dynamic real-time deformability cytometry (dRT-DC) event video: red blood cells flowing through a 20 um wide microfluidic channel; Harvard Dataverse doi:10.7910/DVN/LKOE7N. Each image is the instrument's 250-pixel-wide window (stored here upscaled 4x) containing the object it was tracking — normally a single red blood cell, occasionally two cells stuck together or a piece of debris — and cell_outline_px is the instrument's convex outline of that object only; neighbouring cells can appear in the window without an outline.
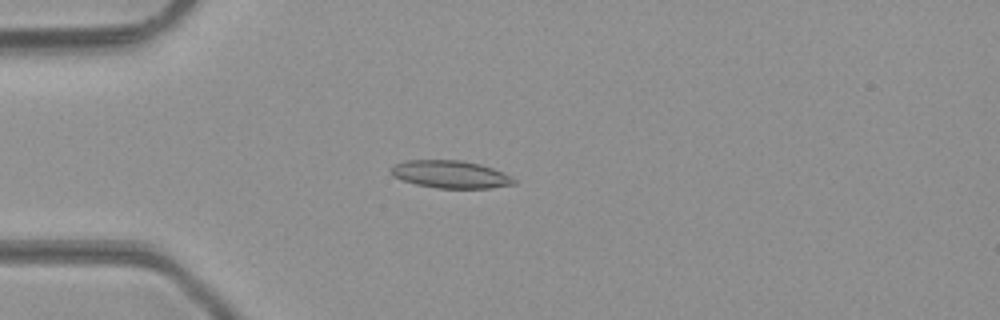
{"species": "common noctule bat (a hibernating species)", "species_latin": "Nyctalus noctula", "temperature_condition": "room temperature", "stored_images_in_passage": 37, "camera_frame_rate_fps": 3000, "um_per_image_px": 0.085, "animal": {"sex": "male", "body_mass_g": 23.1, "forearm_length_mm": 52.7}, "frame": {"image": 1, "passage_image": 2, "time_ms": 0.333, "image_size_px": [1000, 320], "cell_outline_px": [[516, 184], [488, 188], [436, 188], [416, 184], [392, 176], [388, 168], [392, 164], [408, 160], [460, 160], [480, 164], [492, 168], [516, 180]], "centroid_in_image_um": [38.22, 14.81], "position_along_channel_um": 46.8, "area_um2": 19.71}}
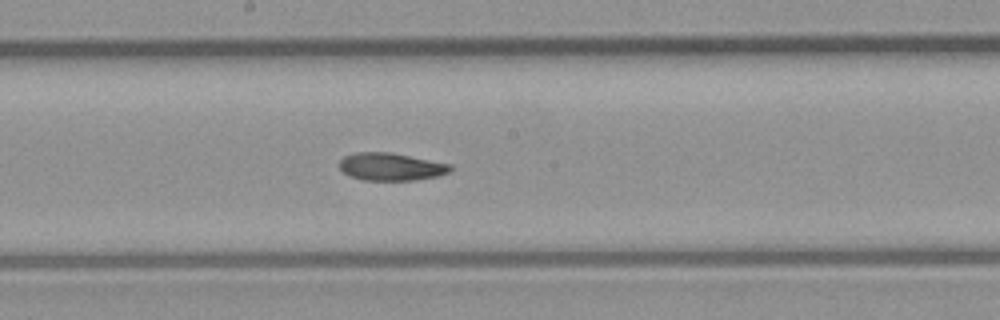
{"frame": {"image": 2, "passage_image": 15, "time_ms": 4.667, "image_size_px": [1000, 320], "cell_outline_px": [[452, 168], [448, 172], [436, 176], [416, 180], [364, 180], [352, 176], [344, 172], [340, 168], [340, 160], [344, 156], [356, 152], [392, 152], [452, 164]], "centroid_in_image_um": [33.25, 14.16], "position_along_channel_um": 215.0, "area_um2": 17.8}}
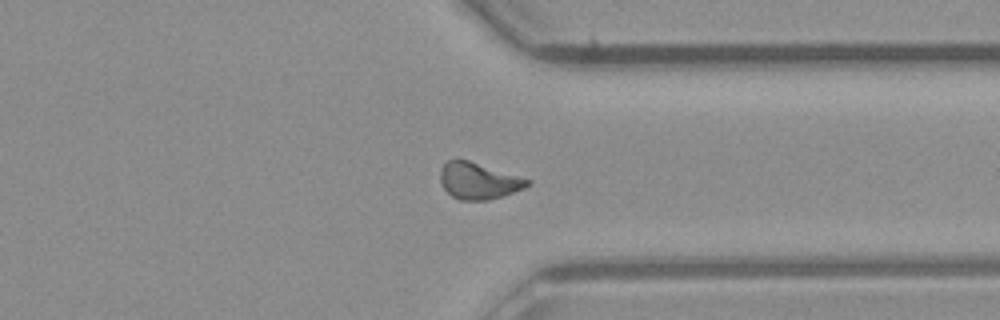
{"frame": {"image": 3, "passage_image": 26, "time_ms": 8.333, "image_size_px": [1000, 320], "cell_outline_px": [[532, 184], [524, 188], [504, 196], [488, 200], [460, 200], [452, 196], [444, 188], [440, 180], [440, 168], [448, 160], [456, 156], [532, 180]], "centroid_in_image_um": [40.67, 15.35], "position_along_channel_um": 370.7, "area_um2": 18.84}, "authors_computed_cell_mechanics": {"area_um2": 18.3226, "velocity_mm_per_s": 4.2852, "shape_relaxation_time_tau1_ms": 7.5795, "shape_relaxation_time_tau2_ms": 6.863, "deformation_change_tau1": 0.1782, "deformation_change_tau2": 0.1362}}